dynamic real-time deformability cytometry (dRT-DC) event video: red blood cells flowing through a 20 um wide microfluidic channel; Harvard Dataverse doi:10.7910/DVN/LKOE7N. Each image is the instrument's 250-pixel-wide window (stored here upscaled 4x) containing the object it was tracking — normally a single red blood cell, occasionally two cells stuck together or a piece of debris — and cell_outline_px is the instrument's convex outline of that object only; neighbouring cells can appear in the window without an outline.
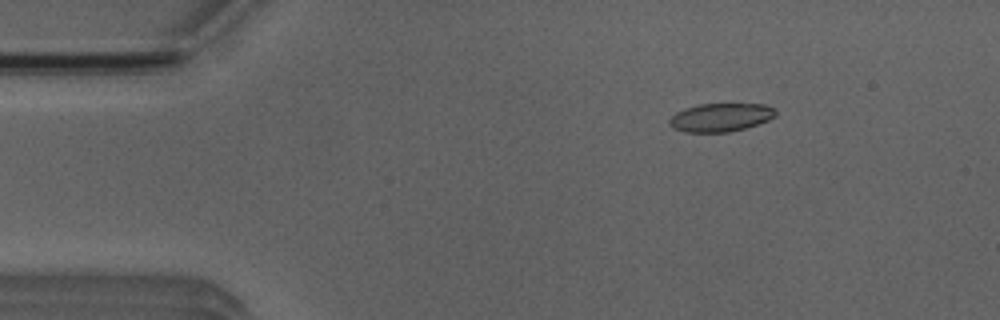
{"species": "Egyptian fruit bat (a non-hibernating species)", "species_latin": "Rousettus aegyptiacus", "temperature_condition": "room temperature", "stored_images_in_passage": 4, "camera_frame_rate_fps": 3000, "um_per_image_px": 0.085, "animal": {"sex": "male"}, "frame": {"image": 1, "passage_image": 2, "time_ms": 1.0, "image_size_px": [1000, 320], "cell_outline_px": [[776, 112], [768, 120], [744, 128], [728, 132], [684, 132], [672, 128], [668, 124], [668, 120], [676, 112], [684, 108], [700, 104], [764, 104], [772, 108]], "centroid_in_image_um": [61.17, 9.98], "position_along_channel_um": 23.8, "area_um2": 17.4}}